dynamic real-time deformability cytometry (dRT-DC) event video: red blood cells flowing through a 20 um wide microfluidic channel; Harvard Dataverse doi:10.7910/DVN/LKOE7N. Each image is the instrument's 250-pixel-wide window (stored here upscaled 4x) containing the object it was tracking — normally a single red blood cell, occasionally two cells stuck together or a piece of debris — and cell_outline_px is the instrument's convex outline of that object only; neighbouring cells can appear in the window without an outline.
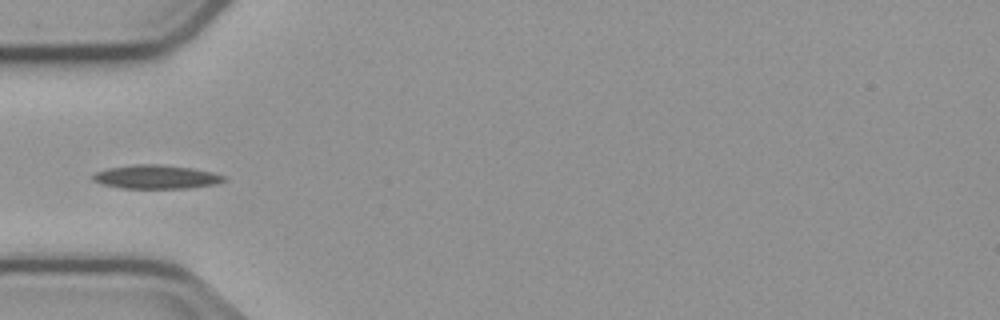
{"species": "common noctule bat (a hibernating species)", "species_latin": "Nyctalus noctula", "temperature_condition": "cold", "stored_images_in_passage": 7, "camera_frame_rate_fps": 3000, "um_per_image_px": 0.085, "animal": {"sex": "male", "body_mass_g": 23.1, "forearm_length_mm": 52.7}, "frame": {"image": 1, "passage_image": 5, "time_ms": 5.667, "image_size_px": [1000, 320], "cell_outline_px": [[228, 180], [216, 184], [192, 188], [120, 188], [100, 184], [92, 180], [92, 172], [108, 168], [136, 164], [160, 164], [192, 168], [212, 172], [224, 176]], "centroid_in_image_um": [13.25, 15.04], "position_along_channel_um": 71.8, "area_um2": 18.38}}
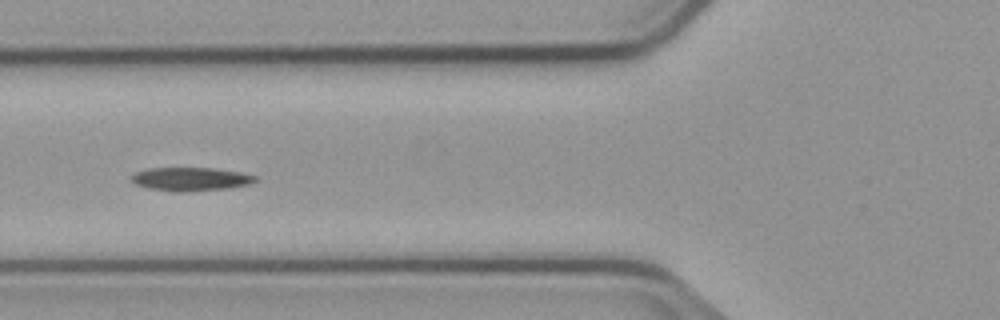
{"frame": {"image": 2, "passage_image": 6, "time_ms": 6.667, "image_size_px": [1000, 320], "cell_outline_px": [[256, 180], [248, 184], [232, 188], [184, 192], [172, 192], [148, 188], [136, 184], [132, 180], [132, 176], [136, 172], [148, 168], [216, 168], [240, 172], [256, 176]], "centroid_in_image_um": [16.22, 15.23], "position_along_channel_um": 109.6, "area_um2": 16.99}}
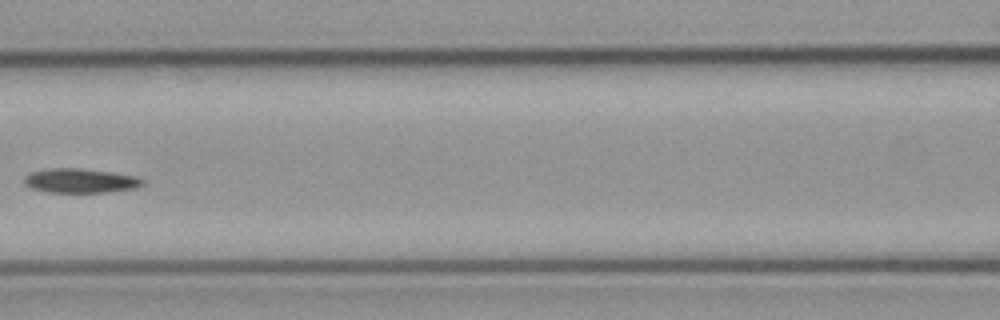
{"frame": {"image": 3, "passage_image": 7, "time_ms": 8.0, "image_size_px": [1000, 320], "cell_outline_px": [[144, 184], [136, 188], [108, 192], [48, 192], [32, 188], [24, 184], [24, 176], [32, 172], [48, 168], [80, 168], [112, 172], [136, 176], [144, 180]], "centroid_in_image_um": [6.84, 15.35], "position_along_channel_um": 159.8, "area_um2": 16.82}}